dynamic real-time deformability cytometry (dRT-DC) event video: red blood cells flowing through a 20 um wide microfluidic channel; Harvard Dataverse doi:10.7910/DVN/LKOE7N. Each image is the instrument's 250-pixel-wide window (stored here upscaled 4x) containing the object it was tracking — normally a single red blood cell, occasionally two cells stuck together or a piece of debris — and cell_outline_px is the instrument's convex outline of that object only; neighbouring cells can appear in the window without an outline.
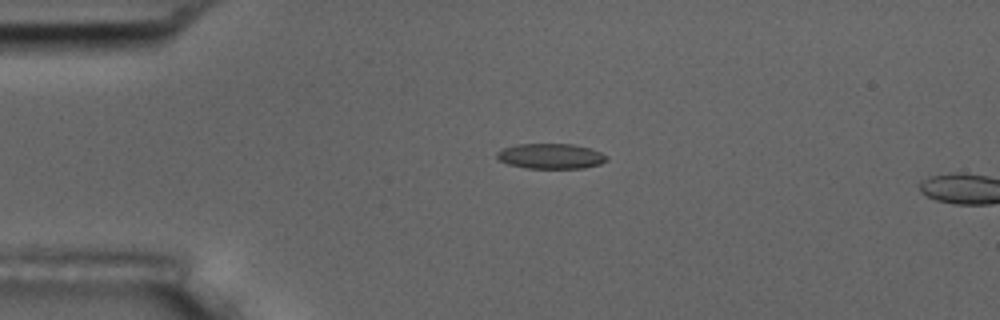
{"species": "common noctule bat (a hibernating species)", "species_latin": "Nyctalus noctula", "temperature_condition": "room temperature", "stored_images_in_passage": 2, "camera_frame_rate_fps": 3000, "um_per_image_px": 0.085, "animal": {"sex": "male", "body_mass_g": 17.5, "forearm_length_mm": 52.3}, "frame": {"image": 1, "passage_image": 1, "time_ms": 0.0, "image_size_px": [1000, 320], "cell_outline_px": [[608, 160], [600, 164], [584, 168], [524, 168], [508, 164], [500, 160], [496, 156], [496, 152], [504, 148], [516, 144], [572, 144], [588, 148], [600, 152], [608, 156]], "centroid_in_image_um": [46.81, 13.28], "position_along_channel_um": 38.2, "area_um2": 16.13}}